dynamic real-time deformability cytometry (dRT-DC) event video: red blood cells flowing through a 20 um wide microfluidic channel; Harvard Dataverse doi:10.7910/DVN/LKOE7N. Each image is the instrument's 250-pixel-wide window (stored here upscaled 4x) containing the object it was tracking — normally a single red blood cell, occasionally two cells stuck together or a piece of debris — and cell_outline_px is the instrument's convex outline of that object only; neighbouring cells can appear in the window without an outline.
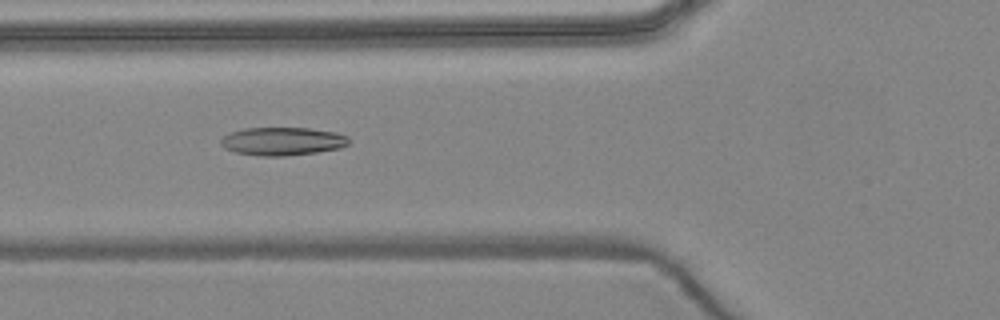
{"species": "common noctule bat (a hibernating species)", "species_latin": "Nyctalus noctula", "temperature_condition": "warm", "stored_images_in_passage": 6, "camera_frame_rate_fps": 3000, "um_per_image_px": 0.085, "animal": {"sex": "female", "body_mass_g": 24.6, "forearm_length_mm": 56.2}, "frame": {"image": 1, "passage_image": 4, "time_ms": 3.333, "image_size_px": [1000, 320], "cell_outline_px": [[348, 144], [340, 148], [316, 152], [284, 156], [260, 156], [236, 152], [224, 148], [220, 144], [220, 140], [224, 136], [232, 132], [244, 128], [308, 128], [336, 132], [348, 136]], "centroid_in_image_um": [24.0, 12.01], "position_along_channel_um": 101.8, "area_um2": 20.92}}
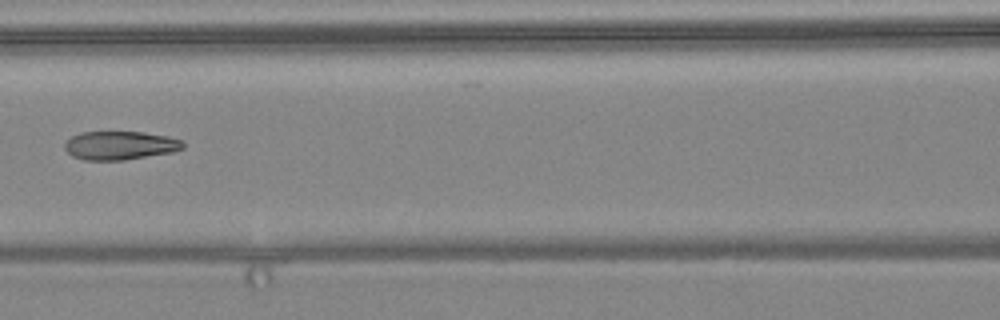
{"frame": {"image": 2, "passage_image": 5, "time_ms": 4.667, "image_size_px": [1000, 320], "cell_outline_px": [[184, 148], [172, 152], [124, 160], [84, 160], [72, 156], [64, 148], [64, 144], [72, 136], [80, 132], [144, 132], [168, 136], [184, 140]], "centroid_in_image_um": [10.22, 12.36], "position_along_channel_um": 156.4, "area_um2": 19.77}}
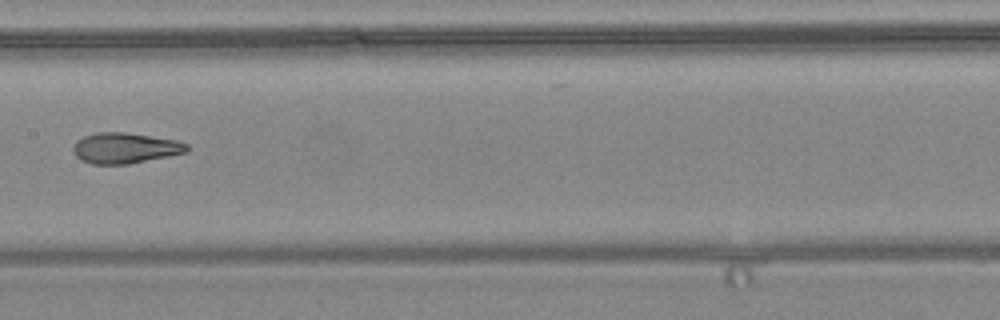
{"frame": {"image": 3, "passage_image": 6, "time_ms": 5.667, "image_size_px": [1000, 320], "cell_outline_px": [[188, 152], [128, 164], [92, 164], [80, 160], [76, 156], [72, 148], [76, 140], [84, 136], [96, 132], [124, 132], [176, 140], [188, 144]], "centroid_in_image_um": [10.6, 12.58], "position_along_channel_um": 196.8, "area_um2": 20.29}}